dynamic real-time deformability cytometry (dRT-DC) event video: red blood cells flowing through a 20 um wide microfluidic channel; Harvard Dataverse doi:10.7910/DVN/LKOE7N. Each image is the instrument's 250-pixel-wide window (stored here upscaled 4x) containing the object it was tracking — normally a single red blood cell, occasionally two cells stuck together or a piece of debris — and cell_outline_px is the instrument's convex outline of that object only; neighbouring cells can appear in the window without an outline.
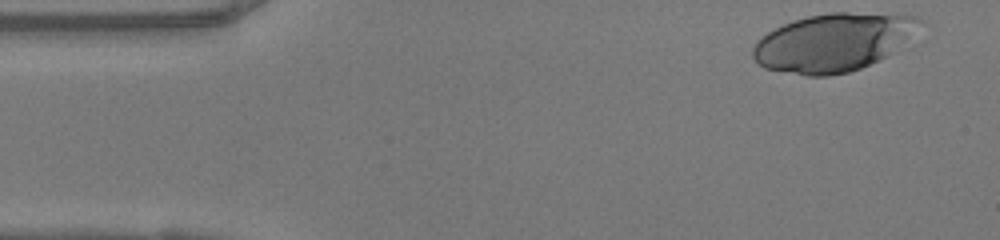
{"species": "human", "species_latin": "Homo sapiens", "temperature_condition": "warm", "stored_images_in_passage": 14, "camera_frame_rate_fps": 3000, "um_per_image_px": 0.085, "donor": {"sex": "female"}, "frame": {"image": 1, "passage_image": 1, "time_ms": 0.0, "image_size_px": [1000, 240], "cell_outline_px": [[924, 20], [892, 52], [860, 68], [848, 72], [828, 76], [808, 76], [764, 68], [752, 56], [752, 48], [768, 32], [792, 20], [808, 16], [832, 12], [848, 12], [912, 16]], "centroid_in_image_um": [70.75, 3.6], "position_along_channel_um": 14.2, "area_um2": 55.14}}
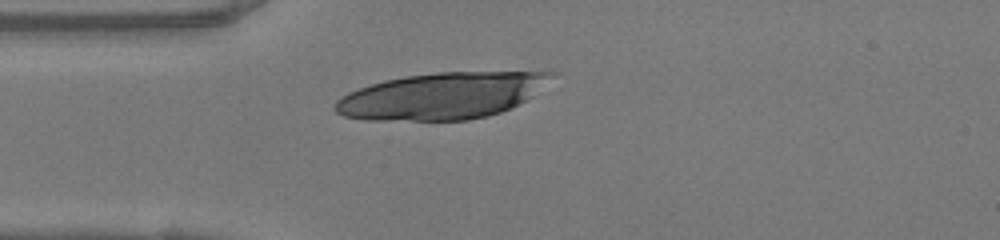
{"frame": {"image": 2, "passage_image": 10, "time_ms": 3.0, "image_size_px": [1000, 240], "cell_outline_px": [[560, 72], [528, 100], [500, 112], [488, 116], [468, 120], [368, 120], [344, 116], [336, 112], [332, 108], [336, 100], [340, 96], [348, 92], [384, 80], [404, 76], [440, 72]], "centroid_in_image_um": [37.56, 8.15], "position_along_channel_um": 47.4, "area_um2": 58.61}}